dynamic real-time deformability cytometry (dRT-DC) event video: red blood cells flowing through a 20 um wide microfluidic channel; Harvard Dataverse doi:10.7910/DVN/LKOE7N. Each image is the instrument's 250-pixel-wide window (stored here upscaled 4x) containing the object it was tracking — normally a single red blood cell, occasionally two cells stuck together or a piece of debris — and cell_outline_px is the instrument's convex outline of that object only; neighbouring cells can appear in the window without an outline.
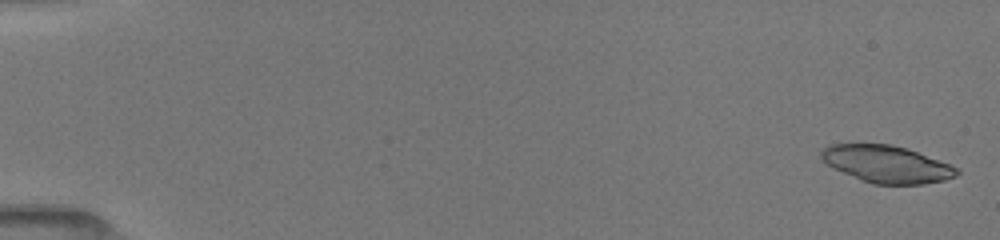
{"species": "common noctule bat (a hibernating species)", "species_latin": "Nyctalus noctula", "temperature_condition": "room temperature", "stored_images_in_passage": 10, "camera_frame_rate_fps": 3000, "um_per_image_px": 0.085, "animal": {"sex": "female", "body_mass_g": 19.5, "forearm_length_mm": 54.1}, "frame": {"image": 1, "passage_image": 1, "time_ms": 0.0, "image_size_px": [1000, 240], "cell_outline_px": [[960, 172], [956, 176], [944, 180], [924, 184], [872, 184], [860, 180], [820, 160], [820, 152], [824, 148], [832, 144], [892, 144], [908, 148], [948, 164], [956, 168]], "centroid_in_image_um": [75.36, 13.95], "position_along_channel_um": 9.6, "area_um2": 29.13}}
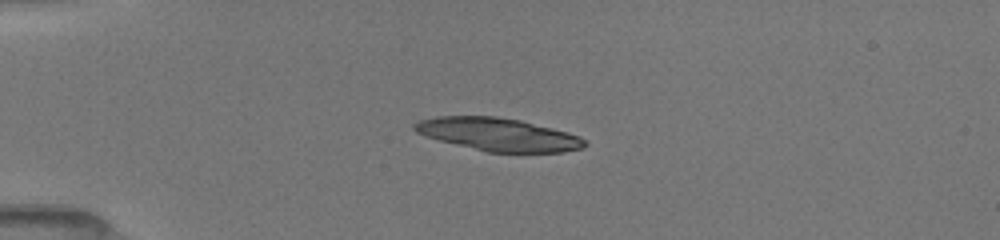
{"frame": {"image": 2, "passage_image": 9, "time_ms": 4.0, "image_size_px": [1000, 240], "cell_outline_px": [[588, 144], [584, 148], [564, 152], [488, 152], [440, 140], [416, 132], [412, 128], [412, 124], [420, 120], [436, 116], [496, 116], [520, 120], [568, 132], [580, 136]], "centroid_in_image_um": [42.37, 11.42], "position_along_channel_um": 42.6, "area_um2": 32.48}}